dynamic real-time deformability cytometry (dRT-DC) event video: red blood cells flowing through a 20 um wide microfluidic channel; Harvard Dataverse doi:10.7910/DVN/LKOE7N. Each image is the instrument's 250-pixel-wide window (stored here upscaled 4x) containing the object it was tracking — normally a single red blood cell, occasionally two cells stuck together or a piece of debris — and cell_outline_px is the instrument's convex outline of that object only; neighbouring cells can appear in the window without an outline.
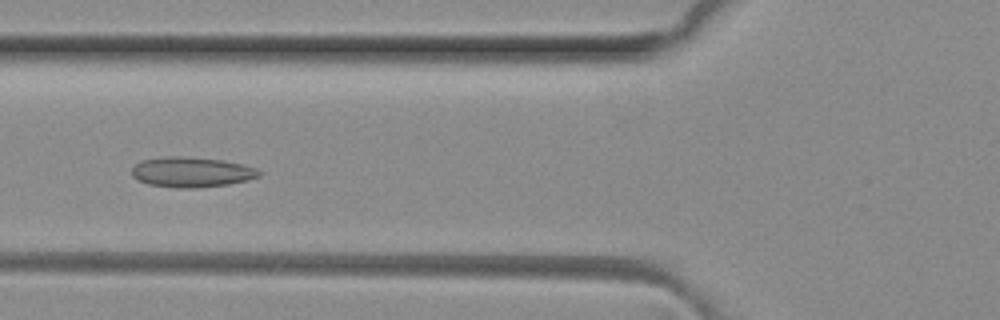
{"species": "common noctule bat (a hibernating species)", "species_latin": "Nyctalus noctula", "temperature_condition": "room temperature", "stored_images_in_passage": 6, "camera_frame_rate_fps": 3000, "um_per_image_px": 0.085, "animal": {"sex": "female", "body_mass_g": 29.2, "forearm_length_mm": 56.3}, "frame": {"image": 1, "passage_image": 6, "time_ms": 1.667, "image_size_px": [1000, 320], "cell_outline_px": [[264, 172], [260, 176], [248, 180], [228, 184], [192, 188], [176, 188], [148, 184], [136, 180], [132, 176], [132, 168], [136, 164], [144, 160], [168, 156], [184, 156], [224, 160], [256, 168]], "centroid_in_image_um": [16.3, 14.63], "position_along_channel_um": 109.5, "area_um2": 22.43}}